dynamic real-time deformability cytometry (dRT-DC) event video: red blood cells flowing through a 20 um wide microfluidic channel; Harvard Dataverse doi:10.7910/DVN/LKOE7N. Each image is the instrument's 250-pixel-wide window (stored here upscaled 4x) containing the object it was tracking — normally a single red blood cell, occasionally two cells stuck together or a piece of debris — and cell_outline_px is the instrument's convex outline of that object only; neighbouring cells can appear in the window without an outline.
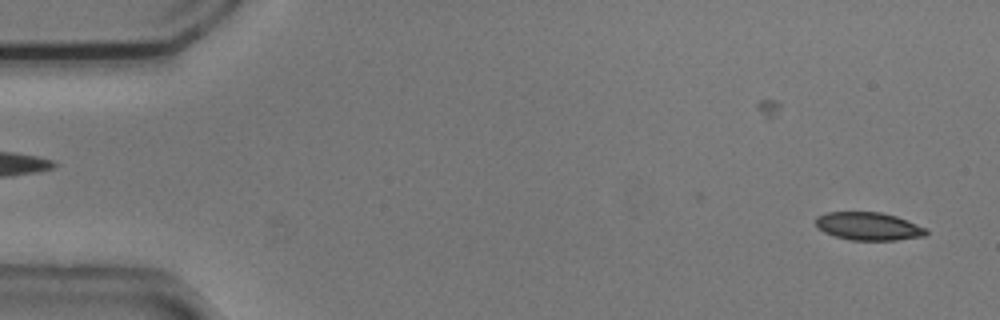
{"species": "common noctule bat (a hibernating species)", "species_latin": "Nyctalus noctula", "temperature_condition": "cold", "stored_images_in_passage": 49, "camera_frame_rate_fps": 3000, "um_per_image_px": 0.085, "animal": {"sex": "male", "body_mass_g": 20.5, "forearm_length_mm": 52.5}, "frame": {"image": 1, "passage_image": 2, "time_ms": 0.333, "image_size_px": [1000, 320], "cell_outline_px": [[928, 232], [924, 236], [896, 240], [852, 240], [836, 236], [824, 232], [816, 224], [816, 216], [828, 212], [880, 212], [896, 216], [908, 220], [928, 228]], "centroid_in_image_um": [73.86, 19.23], "position_along_channel_um": 11.1, "area_um2": 17.98}}
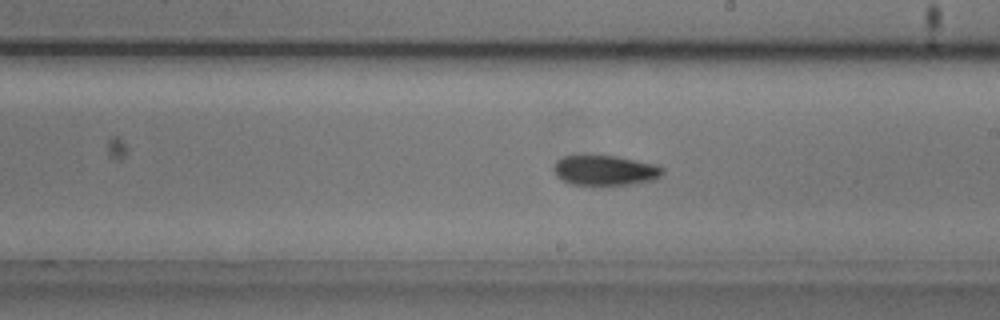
{"frame": {"image": 2, "passage_image": 30, "time_ms": 9.667, "image_size_px": [1000, 320], "cell_outline_px": [[664, 172], [660, 176], [652, 180], [632, 184], [600, 188], [592, 188], [568, 184], [560, 180], [556, 176], [552, 168], [556, 160], [564, 156], [616, 156], [660, 164], [664, 168]], "centroid_in_image_um": [51.41, 14.54], "position_along_channel_um": 237.6, "area_um2": 20.23}}
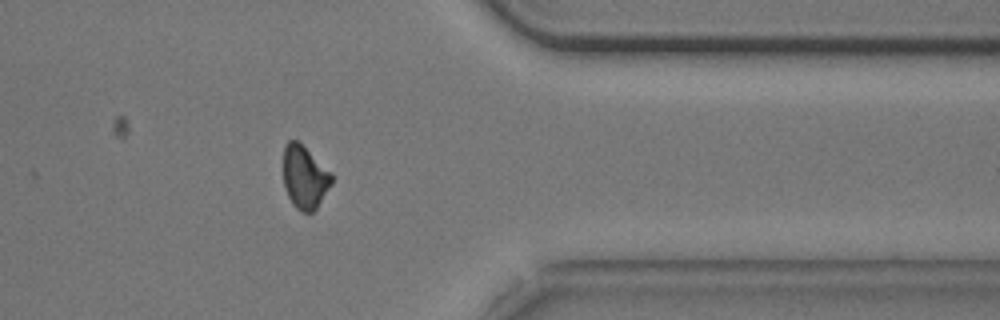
{"frame": {"image": 3, "passage_image": 43, "time_ms": 14.0, "image_size_px": [1000, 320], "cell_outline_px": [[332, 184], [316, 208], [312, 212], [300, 212], [292, 204], [288, 196], [284, 184], [284, 144], [288, 140], [296, 140], [332, 172]], "centroid_in_image_um": [25.9, 15.07], "position_along_channel_um": 385.5, "area_um2": 17.63}, "authors_computed_cell_mechanics": {"area_um2": 19.1318, "velocity_mm_per_s": 3.7269, "shape_relaxation_time_tau1_ms": 5.4328, "shape_relaxation_time_tau2_ms": 7.0079, "deformation_change_tau1": 0.126, "deformation_change_tau2": 0.1238}}